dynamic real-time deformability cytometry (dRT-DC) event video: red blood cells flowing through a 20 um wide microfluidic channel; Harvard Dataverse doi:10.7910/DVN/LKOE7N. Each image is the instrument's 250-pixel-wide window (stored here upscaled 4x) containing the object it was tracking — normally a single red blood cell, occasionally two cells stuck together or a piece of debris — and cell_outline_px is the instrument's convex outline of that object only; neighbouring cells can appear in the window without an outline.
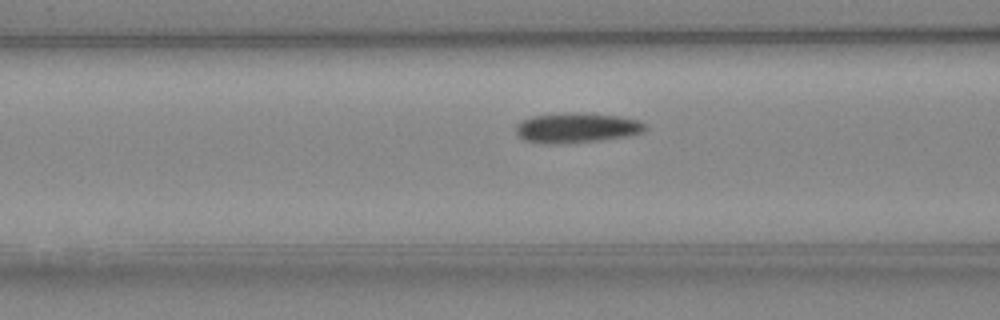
{"species": "Egyptian fruit bat (a non-hibernating species)", "species_latin": "Rousettus aegyptiacus", "temperature_condition": "cold", "stored_images_in_passage": 29, "camera_frame_rate_fps": 3000, "um_per_image_px": 0.085, "animal": {"sex": "female"}, "frame": {"image": 1, "passage_image": 6, "time_ms": 1.667, "image_size_px": [1000, 320], "cell_outline_px": [[648, 128], [640, 132], [628, 136], [600, 140], [552, 144], [544, 144], [524, 140], [516, 136], [516, 124], [532, 116], [564, 112], [584, 112], [620, 116], [640, 120], [648, 124]], "centroid_in_image_um": [49.02, 10.85], "position_along_channel_um": 117.6, "area_um2": 22.95}}
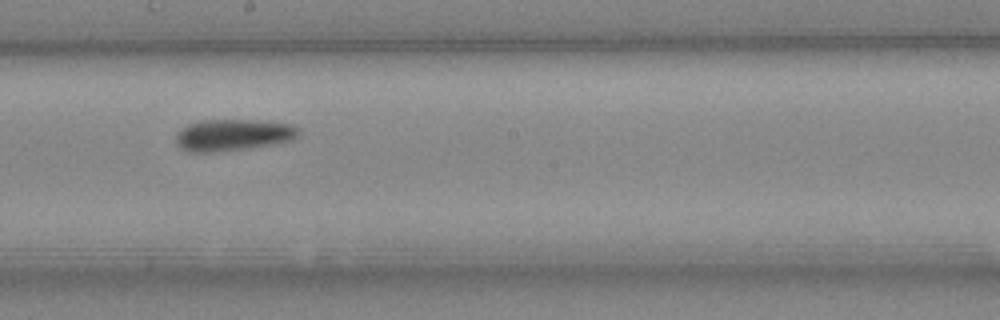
{"frame": {"image": 2, "passage_image": 14, "time_ms": 4.333, "image_size_px": [1000, 320], "cell_outline_px": [[300, 136], [292, 140], [252, 148], [216, 152], [192, 152], [180, 148], [176, 144], [176, 132], [180, 128], [188, 124], [204, 120], [260, 120], [292, 124], [300, 128]], "centroid_in_image_um": [19.83, 11.47], "position_along_channel_um": 228.4, "area_um2": 23.0}}
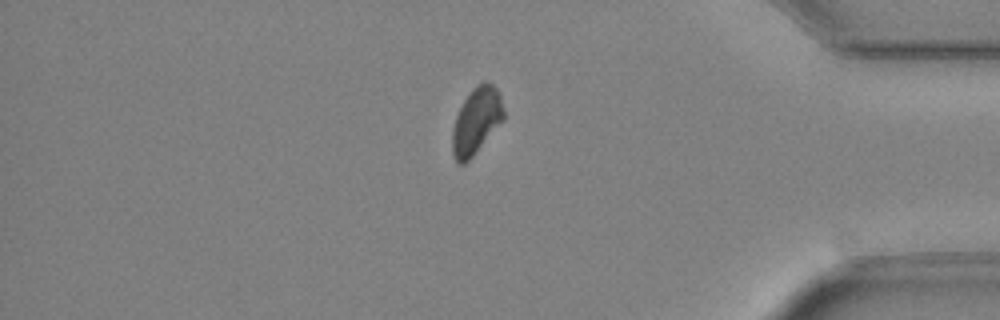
{"frame": {"image": 3, "passage_image": 28, "time_ms": 9.0, "image_size_px": [1000, 320], "cell_outline_px": [[504, 120], [472, 156], [464, 164], [460, 164], [456, 160], [452, 152], [452, 128], [456, 116], [464, 100], [472, 88], [476, 84], [484, 80], [492, 84], [496, 88], [500, 96], [504, 108]], "centroid_in_image_um": [40.49, 10.24], "position_along_channel_um": 394.7, "area_um2": 19.83}}